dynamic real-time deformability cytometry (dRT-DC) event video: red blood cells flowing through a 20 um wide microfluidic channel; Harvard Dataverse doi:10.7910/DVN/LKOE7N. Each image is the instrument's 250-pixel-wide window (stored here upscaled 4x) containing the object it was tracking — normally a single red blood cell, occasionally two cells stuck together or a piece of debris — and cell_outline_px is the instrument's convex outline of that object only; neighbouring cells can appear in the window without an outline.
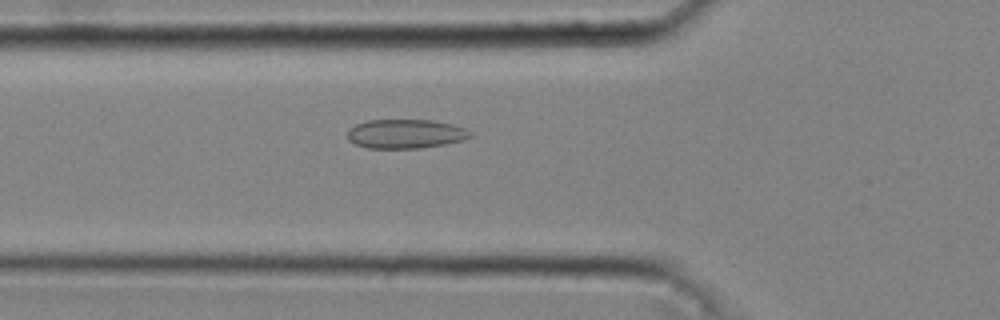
{"species": "common noctule bat (a hibernating species)", "species_latin": "Nyctalus noctula", "temperature_condition": "cold", "stored_images_in_passage": 35, "camera_frame_rate_fps": 3000, "um_per_image_px": 0.085, "animal": {"sex": "male", "body_mass_g": 20.4}, "frame": {"image": 1, "passage_image": 11, "time_ms": 3.333, "image_size_px": [1000, 320], "cell_outline_px": [[476, 136], [464, 140], [444, 144], [420, 148], [368, 148], [356, 144], [348, 140], [348, 128], [356, 124], [368, 120], [432, 120], [452, 124], [464, 128], [472, 132]], "centroid_in_image_um": [34.5, 11.37], "position_along_channel_um": 91.3, "area_um2": 20.98}}
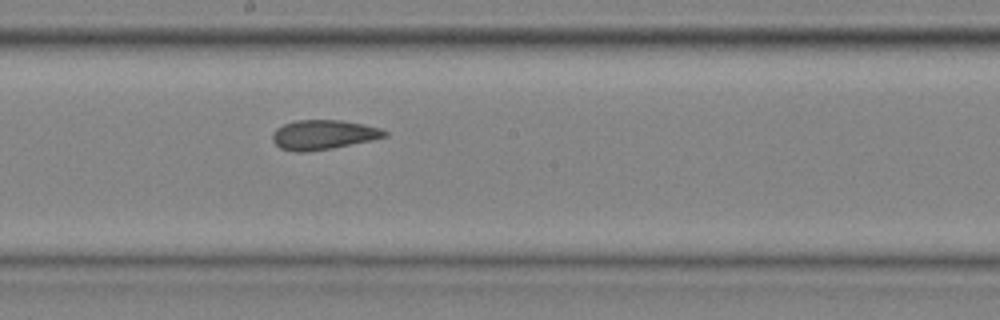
{"frame": {"image": 2, "passage_image": 20, "time_ms": 6.333, "image_size_px": [1000, 320], "cell_outline_px": [[388, 136], [372, 140], [332, 148], [308, 152], [292, 152], [280, 148], [272, 140], [272, 132], [276, 128], [284, 124], [296, 120], [344, 120], [380, 128], [388, 132]], "centroid_in_image_um": [27.46, 11.45], "position_along_channel_um": 220.7, "area_um2": 19.48}}
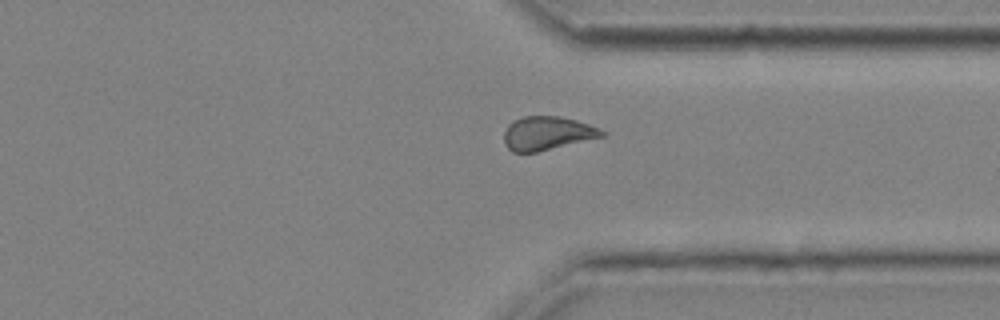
{"frame": {"image": 3, "passage_image": 30, "time_ms": 9.667, "image_size_px": [1000, 320], "cell_outline_px": [[604, 136], [536, 152], [512, 152], [504, 144], [504, 132], [508, 124], [512, 120], [524, 116], [560, 116], [576, 120], [588, 124], [604, 132]], "centroid_in_image_um": [46.45, 11.32], "position_along_channel_um": 365.0, "area_um2": 19.02}, "authors_computed_cell_mechanics": {"area_um2": 19.5364, "velocity_mm_per_s": 4.3094, "shape_relaxation_time_tau1_ms": null, "shape_relaxation_time_tau2_ms": 1.9732, "deformation_change_tau1": null, "deformation_change_tau2": 0.0714}}